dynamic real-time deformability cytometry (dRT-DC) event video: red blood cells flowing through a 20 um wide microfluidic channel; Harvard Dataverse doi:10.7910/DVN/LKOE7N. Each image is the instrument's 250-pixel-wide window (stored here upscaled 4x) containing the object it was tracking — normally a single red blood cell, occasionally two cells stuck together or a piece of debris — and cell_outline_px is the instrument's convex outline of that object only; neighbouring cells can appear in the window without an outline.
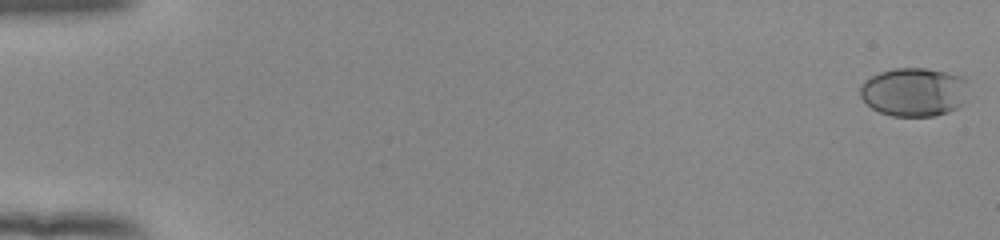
{"species": "human", "species_latin": "Homo sapiens", "temperature_condition": "room temperature", "stored_images_in_passage": 54, "camera_frame_rate_fps": 3000, "um_per_image_px": 0.085, "donor": {"sex": "female"}, "frame": {"image": 1, "passage_image": 1, "time_ms": 0.0, "image_size_px": [1000, 240], "cell_outline_px": [[968, 80], [964, 104], [948, 112], [932, 116], [892, 116], [880, 112], [872, 108], [860, 96], [860, 84], [864, 80], [880, 72], [892, 68], [924, 68], [948, 72], [964, 76]], "centroid_in_image_um": [77.71, 7.8], "position_along_channel_um": 7.3, "area_um2": 31.04}}